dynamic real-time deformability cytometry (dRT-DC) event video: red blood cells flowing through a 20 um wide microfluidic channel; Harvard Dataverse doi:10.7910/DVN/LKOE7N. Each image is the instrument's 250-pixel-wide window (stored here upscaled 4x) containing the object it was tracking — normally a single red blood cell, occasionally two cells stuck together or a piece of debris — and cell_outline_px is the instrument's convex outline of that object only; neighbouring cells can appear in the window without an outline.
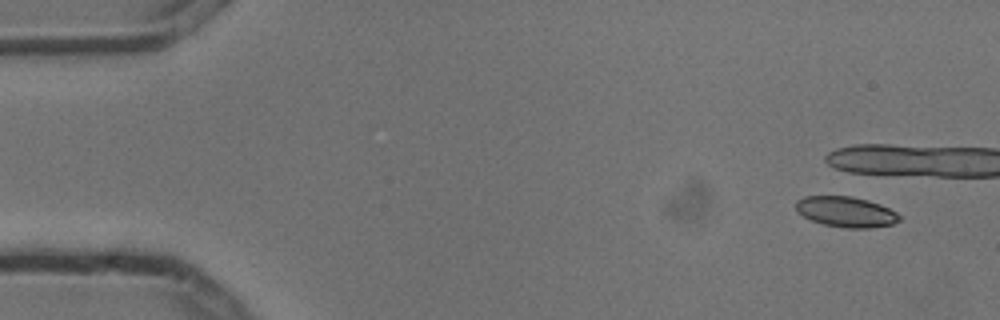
{"species": "common noctule bat (a hibernating species)", "species_latin": "Nyctalus noctula", "temperature_condition": "cold", "stored_images_in_passage": 2, "camera_frame_rate_fps": 3000, "um_per_image_px": 0.085, "animal": {"sex": "male", "body_mass_g": 13.3}, "frame": {"image": 1, "passage_image": 1, "time_ms": 0.0, "image_size_px": [1000, 320], "cell_outline_px": [[900, 220], [892, 224], [872, 228], [844, 228], [824, 224], [812, 220], [796, 212], [796, 200], [804, 196], [852, 196], [868, 200], [880, 204], [896, 212], [900, 216]], "centroid_in_image_um": [71.9, 18.0], "position_along_channel_um": 13.1, "area_um2": 18.44}}